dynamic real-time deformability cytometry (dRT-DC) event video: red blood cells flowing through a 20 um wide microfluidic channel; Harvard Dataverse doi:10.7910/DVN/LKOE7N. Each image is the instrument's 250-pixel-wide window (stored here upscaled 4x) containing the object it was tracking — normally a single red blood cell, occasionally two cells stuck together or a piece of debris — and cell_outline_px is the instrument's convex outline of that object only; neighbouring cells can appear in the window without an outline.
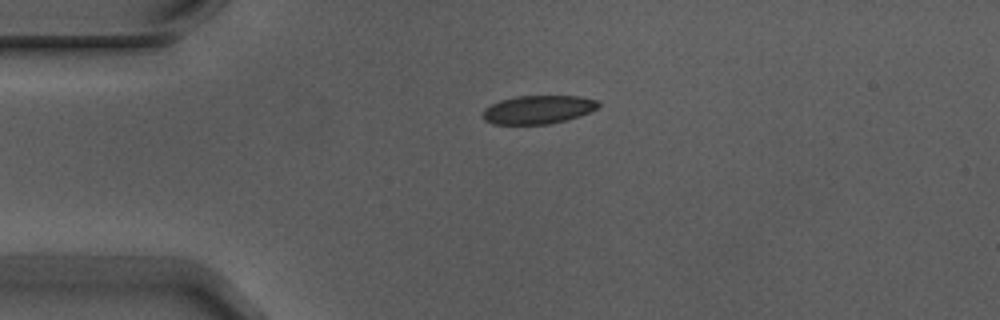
{"species": "Egyptian fruit bat (a non-hibernating species)", "species_latin": "Rousettus aegyptiacus", "temperature_condition": "warm", "stored_images_in_passage": 2, "camera_frame_rate_fps": 3000, "um_per_image_px": 0.085, "animal": {"sex": "male"}, "frame": {"image": 1, "passage_image": 1, "time_ms": 0.0, "image_size_px": [1000, 320], "cell_outline_px": [[600, 104], [596, 108], [580, 116], [568, 120], [548, 124], [492, 124], [484, 120], [480, 116], [484, 108], [500, 100], [516, 96], [580, 96], [596, 100]], "centroid_in_image_um": [45.69, 9.32], "position_along_channel_um": 39.3, "area_um2": 19.25}}